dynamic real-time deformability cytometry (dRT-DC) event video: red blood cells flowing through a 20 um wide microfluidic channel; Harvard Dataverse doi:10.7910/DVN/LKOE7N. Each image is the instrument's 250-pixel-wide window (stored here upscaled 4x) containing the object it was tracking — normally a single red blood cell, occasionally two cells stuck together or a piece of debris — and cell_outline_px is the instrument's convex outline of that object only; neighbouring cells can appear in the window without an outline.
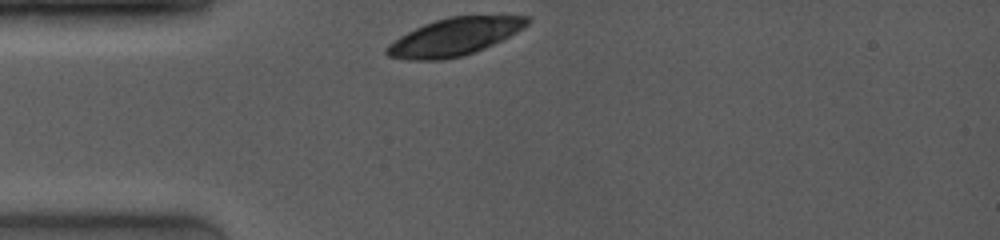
{"species": "common noctule bat (a hibernating species)", "species_latin": "Nyctalus noctula", "temperature_condition": "room temperature", "stored_images_in_passage": 4, "camera_frame_rate_fps": 4000, "um_per_image_px": 0.085, "animal": {"sex": "female", "body_mass_g": 19.0, "forearm_length_mm": 53.3}, "frame": {"image": 1, "passage_image": 1, "time_ms": 0.0, "image_size_px": [1000, 240], "cell_outline_px": [[532, 20], [524, 28], [484, 48], [464, 56], [444, 60], [408, 60], [388, 56], [384, 52], [384, 48], [388, 44], [400, 36], [424, 24], [448, 16], [528, 16]], "centroid_in_image_um": [38.59, 3.14], "position_along_channel_um": 46.4, "area_um2": 30.58}}